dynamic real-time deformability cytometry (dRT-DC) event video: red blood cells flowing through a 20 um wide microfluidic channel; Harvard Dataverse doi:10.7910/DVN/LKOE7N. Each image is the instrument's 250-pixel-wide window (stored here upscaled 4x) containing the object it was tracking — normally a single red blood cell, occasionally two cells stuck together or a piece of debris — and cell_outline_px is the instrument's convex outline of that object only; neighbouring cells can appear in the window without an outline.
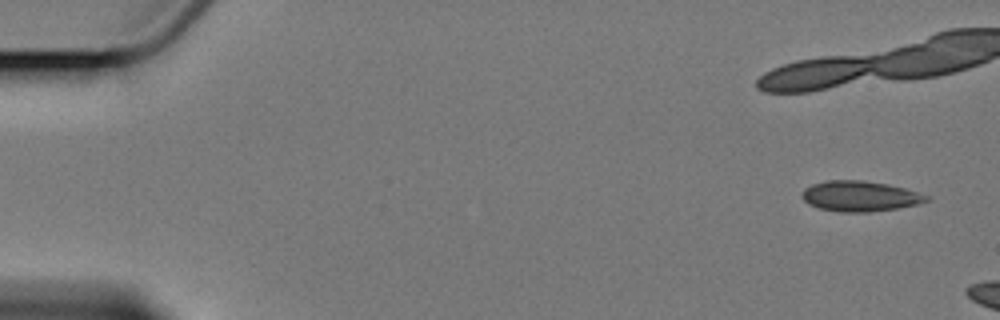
{"species": "Egyptian fruit bat (a non-hibernating species)", "species_latin": "Rousettus aegyptiacus", "temperature_condition": "cold", "stored_images_in_passage": 3, "camera_frame_rate_fps": 3000, "um_per_image_px": 0.085, "animal": {"sex": "female"}, "frame": {"image": 1, "passage_image": 1, "time_ms": 0.0, "image_size_px": [1000, 320], "cell_outline_px": [[932, 200], [916, 204], [896, 208], [868, 212], [840, 212], [820, 208], [808, 204], [800, 196], [804, 188], [812, 184], [824, 180], [864, 180], [888, 184], [920, 192], [932, 196]], "centroid_in_image_um": [73.11, 16.66], "position_along_channel_um": 11.9, "area_um2": 22.31}}